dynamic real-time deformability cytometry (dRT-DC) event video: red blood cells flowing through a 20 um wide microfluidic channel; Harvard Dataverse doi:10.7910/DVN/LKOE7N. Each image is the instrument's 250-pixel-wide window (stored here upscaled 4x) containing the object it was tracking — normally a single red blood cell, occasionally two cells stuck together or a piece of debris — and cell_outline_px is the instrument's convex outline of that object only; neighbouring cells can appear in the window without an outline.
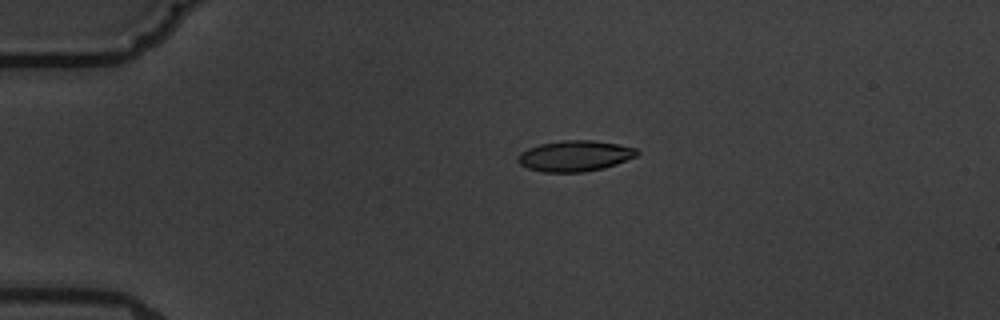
{"species": "common noctule bat (a hibernating species)", "species_latin": "Nyctalus noctula", "temperature_condition": "warm", "stored_images_in_passage": 4, "camera_frame_rate_fps": 3000, "um_per_image_px": 0.085, "animal": {"sex": "male", "body_mass_g": 19.5, "forearm_length_mm": 54.6}, "frame": {"image": 1, "passage_image": 2, "time_ms": 2.0, "image_size_px": [1000, 320], "cell_outline_px": [[640, 152], [636, 156], [616, 164], [604, 168], [584, 172], [544, 172], [528, 168], [520, 164], [520, 152], [528, 148], [540, 144], [564, 140], [592, 140], [616, 144], [636, 148]], "centroid_in_image_um": [48.89, 13.25], "position_along_channel_um": 36.1, "area_um2": 21.15}}